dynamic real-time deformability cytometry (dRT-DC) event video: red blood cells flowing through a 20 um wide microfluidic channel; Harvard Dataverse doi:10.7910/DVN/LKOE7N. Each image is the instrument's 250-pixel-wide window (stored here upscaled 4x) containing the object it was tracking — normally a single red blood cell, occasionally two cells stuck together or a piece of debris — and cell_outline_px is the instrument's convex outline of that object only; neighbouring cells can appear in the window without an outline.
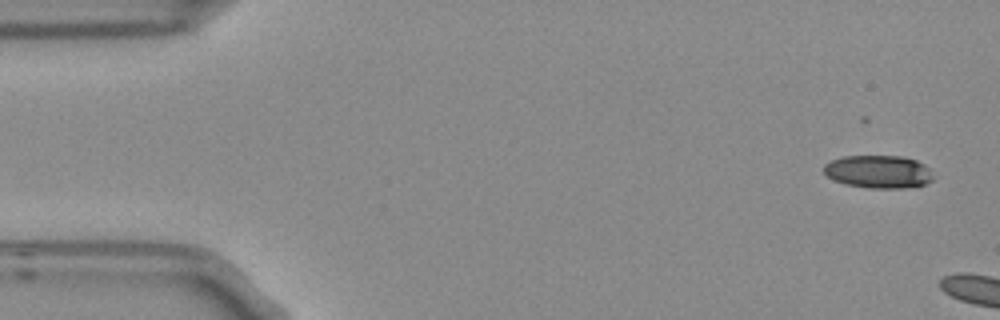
{"species": "Egyptian fruit bat (a non-hibernating species)", "species_latin": "Rousettus aegyptiacus", "temperature_condition": "room temperature", "stored_images_in_passage": 3, "camera_frame_rate_fps": 3000, "um_per_image_px": 0.085, "frame": {"image": 1, "passage_image": 1, "time_ms": 0.0, "image_size_px": [1000, 320], "cell_outline_px": [[932, 180], [924, 184], [904, 188], [868, 188], [844, 184], [832, 180], [824, 172], [824, 164], [832, 160], [844, 156], [900, 156], [916, 160], [924, 164], [928, 168], [932, 176]], "centroid_in_image_um": [74.63, 14.6], "position_along_channel_um": 10.4, "area_um2": 20.92}}